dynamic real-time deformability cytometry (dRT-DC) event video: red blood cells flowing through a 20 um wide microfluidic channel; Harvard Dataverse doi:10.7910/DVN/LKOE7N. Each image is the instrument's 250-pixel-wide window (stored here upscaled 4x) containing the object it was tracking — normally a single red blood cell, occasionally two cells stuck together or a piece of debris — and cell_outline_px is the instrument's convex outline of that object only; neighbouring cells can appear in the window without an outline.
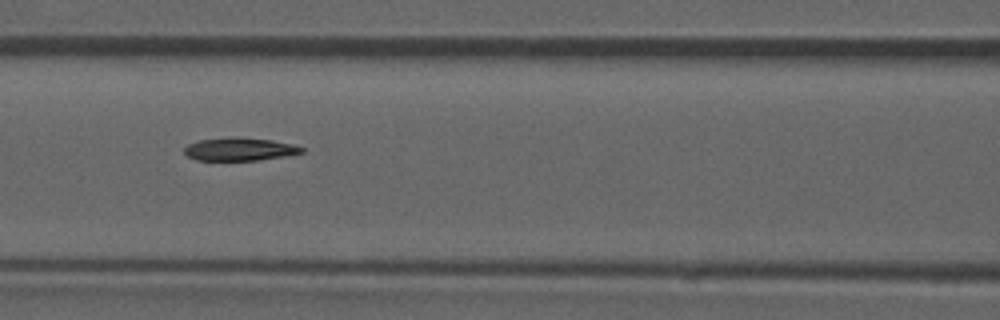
{"species": "common noctule bat (a hibernating species)", "species_latin": "Nyctalus noctula", "temperature_condition": "room temperature", "stored_images_in_passage": 53, "camera_frame_rate_fps": 3000, "um_per_image_px": 0.085, "animal": {"sex": "male", "forearm_length_mm": 52.5}, "frame": {"image": 1, "passage_image": 23, "time_ms": 7.333, "image_size_px": [1000, 320], "cell_outline_px": [[304, 152], [288, 156], [260, 160], [196, 160], [188, 156], [184, 152], [184, 148], [188, 144], [200, 140], [228, 136], [240, 136], [272, 140], [292, 144], [304, 148]], "centroid_in_image_um": [20.39, 12.67], "position_along_channel_um": 146.2, "area_um2": 16.01}, "authors_computed_cell_mechanics": {"area_um2": 16.762, "velocity_mm_per_s": 3.8767, "shape_relaxation_time_tau1_ms": 6.2085, "shape_relaxation_time_tau2_ms": null, "deformation_change_tau1": 0.1795, "deformation_change_tau2": null}}